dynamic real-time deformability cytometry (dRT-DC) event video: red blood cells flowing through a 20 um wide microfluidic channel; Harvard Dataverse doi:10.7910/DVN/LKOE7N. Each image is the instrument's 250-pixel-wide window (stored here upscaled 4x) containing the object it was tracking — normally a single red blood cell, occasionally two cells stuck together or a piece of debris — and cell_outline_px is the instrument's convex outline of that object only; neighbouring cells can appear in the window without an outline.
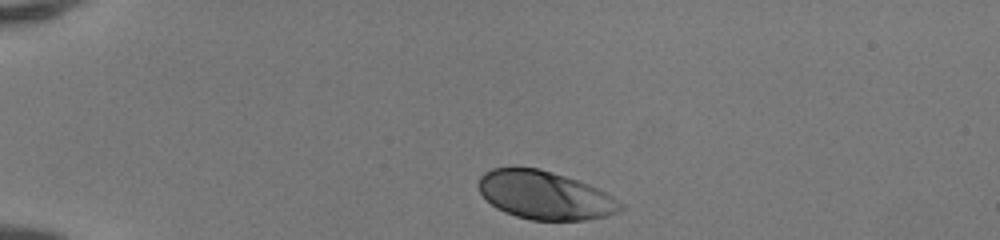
{"species": "human", "species_latin": "Homo sapiens", "temperature_condition": "room temperature", "stored_images_in_passage": 33, "camera_frame_rate_fps": 3000, "um_per_image_px": 0.085, "donor": {"sex": "female"}, "frame": {"image": 1, "passage_image": 1, "time_ms": 0.0, "image_size_px": [1000, 240], "cell_outline_px": [[624, 208], [616, 212], [604, 216], [584, 220], [532, 220], [516, 216], [504, 212], [496, 208], [480, 192], [476, 184], [480, 176], [484, 172], [492, 168], [540, 168], [588, 184], [612, 196], [624, 204]], "centroid_in_image_um": [46.28, 16.59], "position_along_channel_um": 38.7, "area_um2": 39.65}}
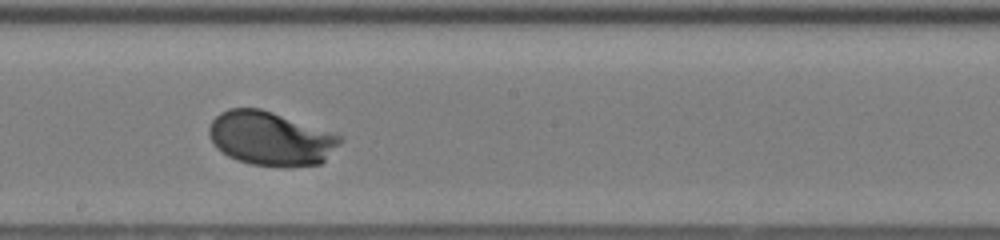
{"frame": {"image": 2, "passage_image": 19, "time_ms": 6.0, "image_size_px": [1000, 240], "cell_outline_px": [[344, 140], [320, 164], [288, 168], [252, 164], [236, 160], [228, 156], [216, 148], [208, 136], [208, 128], [212, 120], [220, 112], [228, 108], [260, 108], [336, 132]], "centroid_in_image_um": [23.01, 11.78], "position_along_channel_um": 225.2, "area_um2": 41.79}}
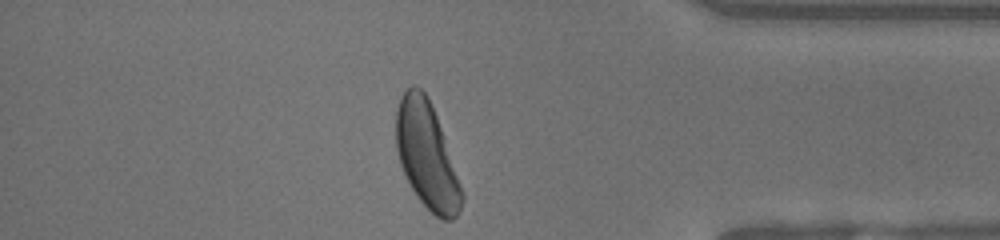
{"frame": {"image": 3, "passage_image": 33, "time_ms": 10.667, "image_size_px": [1000, 240], "cell_outline_px": [[464, 196], [460, 212], [452, 220], [444, 220], [436, 216], [416, 196], [408, 184], [400, 164], [396, 148], [396, 112], [400, 100], [404, 92], [412, 84], [416, 84], [428, 96], [432, 104], [464, 192]], "centroid_in_image_um": [36.28, 13.22], "position_along_channel_um": 398.9, "area_um2": 40.75}, "authors_computed_cell_mechanics": {"area_um2": 39.7664, "velocity_mm_per_s": 4.1255, "shape_relaxation_time_tau1_ms": 1.4859, "shape_relaxation_time_tau2_ms": null, "deformation_change_tau1": 0.1394, "deformation_change_tau2": null}}